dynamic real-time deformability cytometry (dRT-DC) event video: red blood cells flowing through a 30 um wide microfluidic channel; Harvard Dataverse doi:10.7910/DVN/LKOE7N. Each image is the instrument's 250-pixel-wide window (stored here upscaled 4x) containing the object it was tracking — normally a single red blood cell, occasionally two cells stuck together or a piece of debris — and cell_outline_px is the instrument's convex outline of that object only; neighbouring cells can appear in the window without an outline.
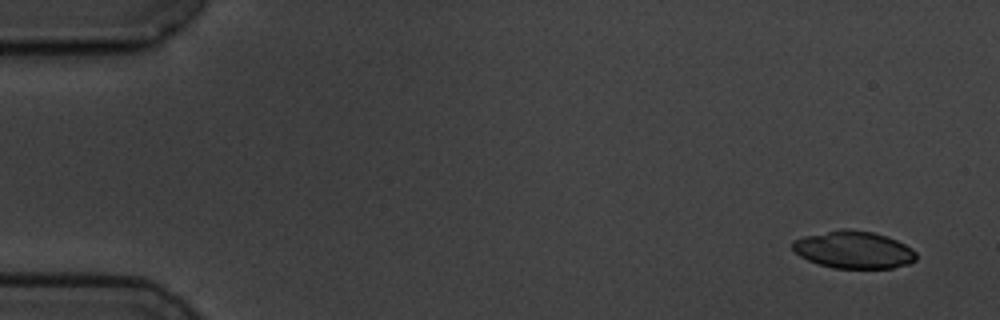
{"species": "common noctule bat (a hibernating species)", "species_latin": "Nyctalus noctula", "temperature_condition": "cold", "stored_images_in_passage": 7, "segment_of_instrument_passage": [2, 2], "camera_frame_rate_fps": 3000, "um_per_image_px": 0.085, "animal": {"sex": "male", "body_mass_g": 19.5, "forearm_length_mm": 54.6}, "frame": {"image": 1, "passage_image": 7, "time_ms": 8.0, "image_size_px": [1000, 320], "cell_outline_px": [[916, 260], [908, 264], [892, 268], [832, 268], [808, 260], [800, 256], [792, 248], [792, 240], [804, 236], [840, 228], [848, 228], [872, 232], [888, 236], [912, 248], [916, 252]], "centroid_in_image_um": [72.56, 21.22], "position_along_channel_um": 12.4, "area_um2": 27.05}}